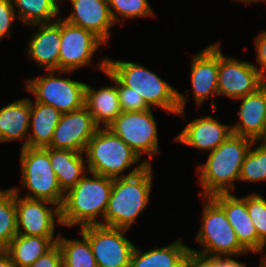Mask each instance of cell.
Returning a JSON list of instances; mask_svg holds the SVG:
<instances>
[{
    "instance_id": "1",
    "label": "cell",
    "mask_w": 266,
    "mask_h": 267,
    "mask_svg": "<svg viewBox=\"0 0 266 267\" xmlns=\"http://www.w3.org/2000/svg\"><path fill=\"white\" fill-rule=\"evenodd\" d=\"M107 69L124 86L141 95L150 108L185 116L186 96L142 64L107 58Z\"/></svg>"
},
{
    "instance_id": "2",
    "label": "cell",
    "mask_w": 266,
    "mask_h": 267,
    "mask_svg": "<svg viewBox=\"0 0 266 267\" xmlns=\"http://www.w3.org/2000/svg\"><path fill=\"white\" fill-rule=\"evenodd\" d=\"M73 188L69 189L60 207L63 226L79 228L101 225L110 199L113 178L88 172ZM98 216L101 221L97 220Z\"/></svg>"
},
{
    "instance_id": "3",
    "label": "cell",
    "mask_w": 266,
    "mask_h": 267,
    "mask_svg": "<svg viewBox=\"0 0 266 267\" xmlns=\"http://www.w3.org/2000/svg\"><path fill=\"white\" fill-rule=\"evenodd\" d=\"M253 140L231 134L215 150L209 152L207 161L196 167L200 176L199 183L204 192L200 196H212L217 193H230L235 181H239L241 167Z\"/></svg>"
},
{
    "instance_id": "4",
    "label": "cell",
    "mask_w": 266,
    "mask_h": 267,
    "mask_svg": "<svg viewBox=\"0 0 266 267\" xmlns=\"http://www.w3.org/2000/svg\"><path fill=\"white\" fill-rule=\"evenodd\" d=\"M113 178L112 191L105 211L103 226L129 229L147 207L152 188V168Z\"/></svg>"
},
{
    "instance_id": "5",
    "label": "cell",
    "mask_w": 266,
    "mask_h": 267,
    "mask_svg": "<svg viewBox=\"0 0 266 267\" xmlns=\"http://www.w3.org/2000/svg\"><path fill=\"white\" fill-rule=\"evenodd\" d=\"M84 154L87 156L89 172L110 178L130 176L150 165L149 160L140 163V157L109 128L97 129L88 142ZM137 162L139 165L133 167L127 175L122 174Z\"/></svg>"
},
{
    "instance_id": "6",
    "label": "cell",
    "mask_w": 266,
    "mask_h": 267,
    "mask_svg": "<svg viewBox=\"0 0 266 267\" xmlns=\"http://www.w3.org/2000/svg\"><path fill=\"white\" fill-rule=\"evenodd\" d=\"M201 226L196 240L203 250L189 248L205 256H238L248 252L240 245L223 208L211 197L204 196Z\"/></svg>"
},
{
    "instance_id": "7",
    "label": "cell",
    "mask_w": 266,
    "mask_h": 267,
    "mask_svg": "<svg viewBox=\"0 0 266 267\" xmlns=\"http://www.w3.org/2000/svg\"><path fill=\"white\" fill-rule=\"evenodd\" d=\"M22 185L26 198L42 199L60 206L65 193L52 169L48 153L43 148L22 147L20 154Z\"/></svg>"
},
{
    "instance_id": "8",
    "label": "cell",
    "mask_w": 266,
    "mask_h": 267,
    "mask_svg": "<svg viewBox=\"0 0 266 267\" xmlns=\"http://www.w3.org/2000/svg\"><path fill=\"white\" fill-rule=\"evenodd\" d=\"M46 72V76L30 78L25 82L26 89L34 95L35 102L50 105L61 113L76 111L85 106L86 83L56 75V72L70 74V71Z\"/></svg>"
},
{
    "instance_id": "9",
    "label": "cell",
    "mask_w": 266,
    "mask_h": 267,
    "mask_svg": "<svg viewBox=\"0 0 266 267\" xmlns=\"http://www.w3.org/2000/svg\"><path fill=\"white\" fill-rule=\"evenodd\" d=\"M119 136L141 159L159 154L158 129L152 109L121 112L107 127ZM142 153V154H141Z\"/></svg>"
},
{
    "instance_id": "10",
    "label": "cell",
    "mask_w": 266,
    "mask_h": 267,
    "mask_svg": "<svg viewBox=\"0 0 266 267\" xmlns=\"http://www.w3.org/2000/svg\"><path fill=\"white\" fill-rule=\"evenodd\" d=\"M89 240L98 267H129L135 245L124 235L127 229L103 225L79 228Z\"/></svg>"
},
{
    "instance_id": "11",
    "label": "cell",
    "mask_w": 266,
    "mask_h": 267,
    "mask_svg": "<svg viewBox=\"0 0 266 267\" xmlns=\"http://www.w3.org/2000/svg\"><path fill=\"white\" fill-rule=\"evenodd\" d=\"M258 66L222 54L218 43V96L238 99L256 92L266 83Z\"/></svg>"
},
{
    "instance_id": "12",
    "label": "cell",
    "mask_w": 266,
    "mask_h": 267,
    "mask_svg": "<svg viewBox=\"0 0 266 267\" xmlns=\"http://www.w3.org/2000/svg\"><path fill=\"white\" fill-rule=\"evenodd\" d=\"M105 43L93 32L61 18L59 71L73 72L89 66L95 52Z\"/></svg>"
},
{
    "instance_id": "13",
    "label": "cell",
    "mask_w": 266,
    "mask_h": 267,
    "mask_svg": "<svg viewBox=\"0 0 266 267\" xmlns=\"http://www.w3.org/2000/svg\"><path fill=\"white\" fill-rule=\"evenodd\" d=\"M12 189L15 191L18 234L55 237L56 223L62 224L60 206L47 200L21 198L17 187ZM46 204H51L54 208H50Z\"/></svg>"
},
{
    "instance_id": "14",
    "label": "cell",
    "mask_w": 266,
    "mask_h": 267,
    "mask_svg": "<svg viewBox=\"0 0 266 267\" xmlns=\"http://www.w3.org/2000/svg\"><path fill=\"white\" fill-rule=\"evenodd\" d=\"M98 128L85 106L76 111L62 113L48 147L84 153Z\"/></svg>"
},
{
    "instance_id": "15",
    "label": "cell",
    "mask_w": 266,
    "mask_h": 267,
    "mask_svg": "<svg viewBox=\"0 0 266 267\" xmlns=\"http://www.w3.org/2000/svg\"><path fill=\"white\" fill-rule=\"evenodd\" d=\"M107 58H101L98 69L105 73L115 85L102 87L97 90L86 84L85 88V107L99 128H107L122 112L118 99L116 77L107 69Z\"/></svg>"
},
{
    "instance_id": "16",
    "label": "cell",
    "mask_w": 266,
    "mask_h": 267,
    "mask_svg": "<svg viewBox=\"0 0 266 267\" xmlns=\"http://www.w3.org/2000/svg\"><path fill=\"white\" fill-rule=\"evenodd\" d=\"M191 85L199 108L210 97L218 95V43L209 45L191 60Z\"/></svg>"
},
{
    "instance_id": "17",
    "label": "cell",
    "mask_w": 266,
    "mask_h": 267,
    "mask_svg": "<svg viewBox=\"0 0 266 267\" xmlns=\"http://www.w3.org/2000/svg\"><path fill=\"white\" fill-rule=\"evenodd\" d=\"M224 210L233 227L240 245L251 253H259V237L251 221L245 197L231 193H217L211 196Z\"/></svg>"
},
{
    "instance_id": "18",
    "label": "cell",
    "mask_w": 266,
    "mask_h": 267,
    "mask_svg": "<svg viewBox=\"0 0 266 267\" xmlns=\"http://www.w3.org/2000/svg\"><path fill=\"white\" fill-rule=\"evenodd\" d=\"M73 11L63 18L68 23L93 32L105 45L110 39V29L114 26L108 0H70Z\"/></svg>"
},
{
    "instance_id": "19",
    "label": "cell",
    "mask_w": 266,
    "mask_h": 267,
    "mask_svg": "<svg viewBox=\"0 0 266 267\" xmlns=\"http://www.w3.org/2000/svg\"><path fill=\"white\" fill-rule=\"evenodd\" d=\"M232 134V126L221 124L218 119L208 115L195 118L175 137L177 142L200 149L213 151Z\"/></svg>"
},
{
    "instance_id": "20",
    "label": "cell",
    "mask_w": 266,
    "mask_h": 267,
    "mask_svg": "<svg viewBox=\"0 0 266 267\" xmlns=\"http://www.w3.org/2000/svg\"><path fill=\"white\" fill-rule=\"evenodd\" d=\"M33 25L40 26L29 40L27 57L46 70H59L61 17L51 23Z\"/></svg>"
},
{
    "instance_id": "21",
    "label": "cell",
    "mask_w": 266,
    "mask_h": 267,
    "mask_svg": "<svg viewBox=\"0 0 266 267\" xmlns=\"http://www.w3.org/2000/svg\"><path fill=\"white\" fill-rule=\"evenodd\" d=\"M239 121L232 125V133L253 141L260 135L266 117V83L256 92L240 97Z\"/></svg>"
},
{
    "instance_id": "22",
    "label": "cell",
    "mask_w": 266,
    "mask_h": 267,
    "mask_svg": "<svg viewBox=\"0 0 266 267\" xmlns=\"http://www.w3.org/2000/svg\"><path fill=\"white\" fill-rule=\"evenodd\" d=\"M49 156L52 169L64 193L73 188L89 172L83 153L67 149L43 148Z\"/></svg>"
},
{
    "instance_id": "23",
    "label": "cell",
    "mask_w": 266,
    "mask_h": 267,
    "mask_svg": "<svg viewBox=\"0 0 266 267\" xmlns=\"http://www.w3.org/2000/svg\"><path fill=\"white\" fill-rule=\"evenodd\" d=\"M29 126V98L18 99L0 108V142L23 140L27 137L22 147H28Z\"/></svg>"
},
{
    "instance_id": "24",
    "label": "cell",
    "mask_w": 266,
    "mask_h": 267,
    "mask_svg": "<svg viewBox=\"0 0 266 267\" xmlns=\"http://www.w3.org/2000/svg\"><path fill=\"white\" fill-rule=\"evenodd\" d=\"M62 113L54 107L30 99V126L28 147H48Z\"/></svg>"
},
{
    "instance_id": "25",
    "label": "cell",
    "mask_w": 266,
    "mask_h": 267,
    "mask_svg": "<svg viewBox=\"0 0 266 267\" xmlns=\"http://www.w3.org/2000/svg\"><path fill=\"white\" fill-rule=\"evenodd\" d=\"M189 248L181 238L167 246L145 252L135 246L129 267H184Z\"/></svg>"
},
{
    "instance_id": "26",
    "label": "cell",
    "mask_w": 266,
    "mask_h": 267,
    "mask_svg": "<svg viewBox=\"0 0 266 267\" xmlns=\"http://www.w3.org/2000/svg\"><path fill=\"white\" fill-rule=\"evenodd\" d=\"M58 238L59 235L54 238L17 234L10 241L6 252L15 267H27L50 250L57 243Z\"/></svg>"
},
{
    "instance_id": "27",
    "label": "cell",
    "mask_w": 266,
    "mask_h": 267,
    "mask_svg": "<svg viewBox=\"0 0 266 267\" xmlns=\"http://www.w3.org/2000/svg\"><path fill=\"white\" fill-rule=\"evenodd\" d=\"M59 0H12L17 18L24 25L51 23L60 17Z\"/></svg>"
},
{
    "instance_id": "28",
    "label": "cell",
    "mask_w": 266,
    "mask_h": 267,
    "mask_svg": "<svg viewBox=\"0 0 266 267\" xmlns=\"http://www.w3.org/2000/svg\"><path fill=\"white\" fill-rule=\"evenodd\" d=\"M68 239L59 234L57 244L62 253L63 267H98L89 240Z\"/></svg>"
},
{
    "instance_id": "29",
    "label": "cell",
    "mask_w": 266,
    "mask_h": 267,
    "mask_svg": "<svg viewBox=\"0 0 266 267\" xmlns=\"http://www.w3.org/2000/svg\"><path fill=\"white\" fill-rule=\"evenodd\" d=\"M17 234L15 191L12 188L0 189V251H6Z\"/></svg>"
},
{
    "instance_id": "30",
    "label": "cell",
    "mask_w": 266,
    "mask_h": 267,
    "mask_svg": "<svg viewBox=\"0 0 266 267\" xmlns=\"http://www.w3.org/2000/svg\"><path fill=\"white\" fill-rule=\"evenodd\" d=\"M256 144L253 141L245 155L239 176L240 181H266V145L260 144L254 148Z\"/></svg>"
},
{
    "instance_id": "31",
    "label": "cell",
    "mask_w": 266,
    "mask_h": 267,
    "mask_svg": "<svg viewBox=\"0 0 266 267\" xmlns=\"http://www.w3.org/2000/svg\"><path fill=\"white\" fill-rule=\"evenodd\" d=\"M108 5L114 23H117L122 17L124 19H136L154 16L153 10L147 0H108Z\"/></svg>"
},
{
    "instance_id": "32",
    "label": "cell",
    "mask_w": 266,
    "mask_h": 267,
    "mask_svg": "<svg viewBox=\"0 0 266 267\" xmlns=\"http://www.w3.org/2000/svg\"><path fill=\"white\" fill-rule=\"evenodd\" d=\"M246 204L259 237V253L264 251L266 246V199L258 193H251L246 196Z\"/></svg>"
},
{
    "instance_id": "33",
    "label": "cell",
    "mask_w": 266,
    "mask_h": 267,
    "mask_svg": "<svg viewBox=\"0 0 266 267\" xmlns=\"http://www.w3.org/2000/svg\"><path fill=\"white\" fill-rule=\"evenodd\" d=\"M116 85L122 112L144 111L150 109L141 95H137L133 92V89L124 86L117 78Z\"/></svg>"
},
{
    "instance_id": "34",
    "label": "cell",
    "mask_w": 266,
    "mask_h": 267,
    "mask_svg": "<svg viewBox=\"0 0 266 267\" xmlns=\"http://www.w3.org/2000/svg\"><path fill=\"white\" fill-rule=\"evenodd\" d=\"M15 12L12 0H0V41L10 36L11 25L17 17Z\"/></svg>"
},
{
    "instance_id": "35",
    "label": "cell",
    "mask_w": 266,
    "mask_h": 267,
    "mask_svg": "<svg viewBox=\"0 0 266 267\" xmlns=\"http://www.w3.org/2000/svg\"><path fill=\"white\" fill-rule=\"evenodd\" d=\"M27 267H63L62 253L56 243L50 250L40 256L32 265Z\"/></svg>"
},
{
    "instance_id": "36",
    "label": "cell",
    "mask_w": 266,
    "mask_h": 267,
    "mask_svg": "<svg viewBox=\"0 0 266 267\" xmlns=\"http://www.w3.org/2000/svg\"><path fill=\"white\" fill-rule=\"evenodd\" d=\"M184 267H218V256H205L189 250Z\"/></svg>"
},
{
    "instance_id": "37",
    "label": "cell",
    "mask_w": 266,
    "mask_h": 267,
    "mask_svg": "<svg viewBox=\"0 0 266 267\" xmlns=\"http://www.w3.org/2000/svg\"><path fill=\"white\" fill-rule=\"evenodd\" d=\"M256 59L261 65L258 71L266 79V30L255 38Z\"/></svg>"
},
{
    "instance_id": "38",
    "label": "cell",
    "mask_w": 266,
    "mask_h": 267,
    "mask_svg": "<svg viewBox=\"0 0 266 267\" xmlns=\"http://www.w3.org/2000/svg\"><path fill=\"white\" fill-rule=\"evenodd\" d=\"M218 256V267H246L244 263L239 262L238 260L233 259L230 255Z\"/></svg>"
},
{
    "instance_id": "39",
    "label": "cell",
    "mask_w": 266,
    "mask_h": 267,
    "mask_svg": "<svg viewBox=\"0 0 266 267\" xmlns=\"http://www.w3.org/2000/svg\"><path fill=\"white\" fill-rule=\"evenodd\" d=\"M0 267H15L6 251H0Z\"/></svg>"
},
{
    "instance_id": "40",
    "label": "cell",
    "mask_w": 266,
    "mask_h": 267,
    "mask_svg": "<svg viewBox=\"0 0 266 267\" xmlns=\"http://www.w3.org/2000/svg\"><path fill=\"white\" fill-rule=\"evenodd\" d=\"M256 143L260 142L261 144L266 145V117L264 120L263 129L260 133V135L254 140Z\"/></svg>"
},
{
    "instance_id": "41",
    "label": "cell",
    "mask_w": 266,
    "mask_h": 267,
    "mask_svg": "<svg viewBox=\"0 0 266 267\" xmlns=\"http://www.w3.org/2000/svg\"><path fill=\"white\" fill-rule=\"evenodd\" d=\"M234 1H236V2L239 1V2H242V3L244 2L245 4H249V3H253V2L254 3L255 2H257V3L258 2H263V0H234Z\"/></svg>"
},
{
    "instance_id": "42",
    "label": "cell",
    "mask_w": 266,
    "mask_h": 267,
    "mask_svg": "<svg viewBox=\"0 0 266 267\" xmlns=\"http://www.w3.org/2000/svg\"><path fill=\"white\" fill-rule=\"evenodd\" d=\"M259 264H260L259 267H266V254L261 256V260Z\"/></svg>"
}]
</instances>
